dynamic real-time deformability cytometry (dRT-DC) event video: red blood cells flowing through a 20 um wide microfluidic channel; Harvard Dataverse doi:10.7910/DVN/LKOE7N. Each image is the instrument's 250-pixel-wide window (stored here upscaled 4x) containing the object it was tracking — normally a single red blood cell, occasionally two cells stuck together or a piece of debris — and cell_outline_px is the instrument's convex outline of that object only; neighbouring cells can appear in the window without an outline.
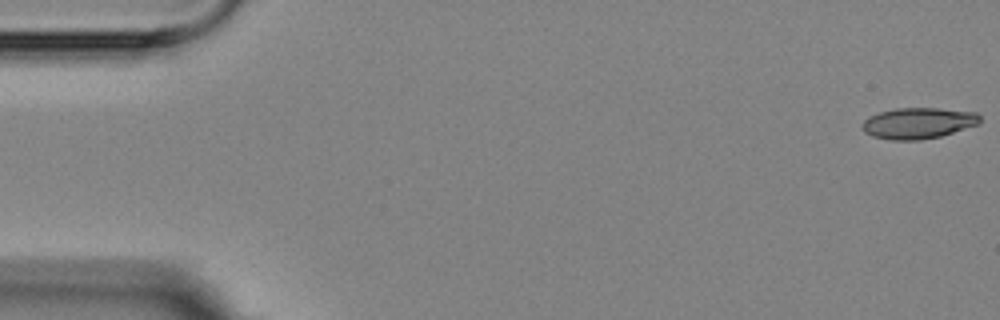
{"species": "Egyptian fruit bat (a non-hibernating species)", "species_latin": "Rousettus aegyptiacus", "temperature_condition": "room temperature", "stored_images_in_passage": 4, "camera_frame_rate_fps": 3000, "um_per_image_px": 0.085, "animal": {"sex": "female"}, "frame": {"image": 1, "passage_image": 4, "time_ms": 4.333, "image_size_px": [1000, 320], "cell_outline_px": [[980, 124], [940, 136], [920, 140], [892, 140], [872, 136], [864, 132], [860, 124], [868, 116], [880, 112], [896, 108], [940, 108], [976, 112], [980, 116]], "centroid_in_image_um": [78.03, 10.46], "position_along_channel_um": 7.0, "area_um2": 21.44}}